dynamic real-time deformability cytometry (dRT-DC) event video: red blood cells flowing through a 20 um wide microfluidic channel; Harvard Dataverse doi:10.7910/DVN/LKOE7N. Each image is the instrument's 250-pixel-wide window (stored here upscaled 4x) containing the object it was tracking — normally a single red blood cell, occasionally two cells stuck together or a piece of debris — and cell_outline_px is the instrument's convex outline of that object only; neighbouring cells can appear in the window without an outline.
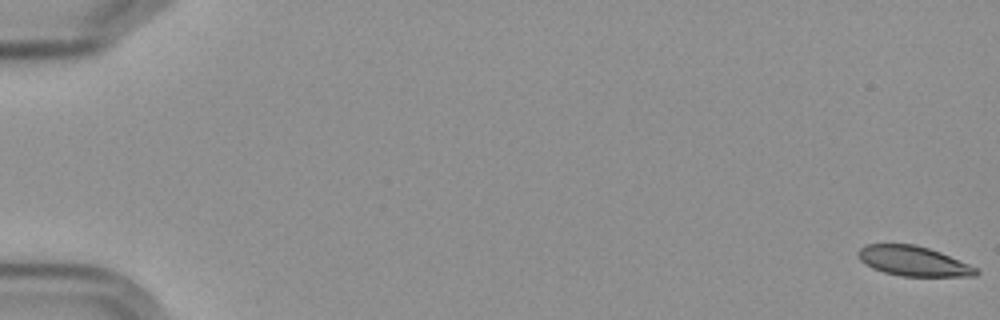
{"species": "Egyptian fruit bat (a non-hibernating species)", "species_latin": "Rousettus aegyptiacus", "temperature_condition": "cold", "stored_images_in_passage": 59, "camera_frame_rate_fps": 3000, "um_per_image_px": 0.085, "frame": {"image": 1, "passage_image": 1, "time_ms": 0.0, "image_size_px": [1000, 320], "cell_outline_px": [[980, 272], [976, 276], [904, 276], [884, 272], [872, 268], [864, 264], [860, 260], [856, 252], [860, 248], [868, 244], [916, 244], [940, 252], [968, 264], [976, 268]], "centroid_in_image_um": [77.6, 22.19], "position_along_channel_um": 7.4, "area_um2": 20.4}}
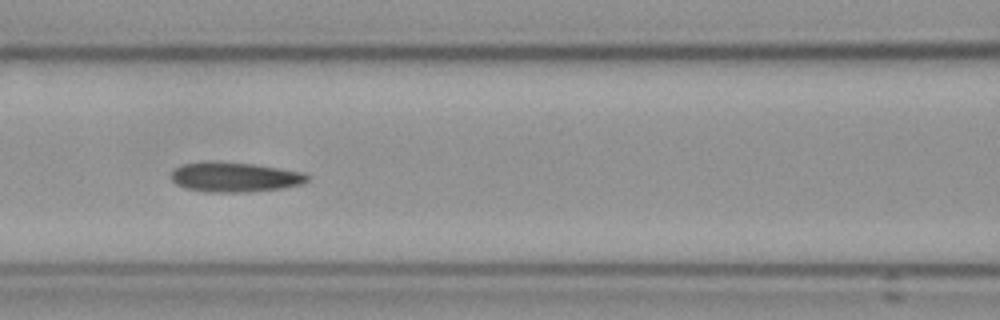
{"frame": {"image": 2, "passage_image": 27, "time_ms": 8.667, "image_size_px": [1000, 320], "cell_outline_px": [[308, 180], [300, 184], [280, 188], [248, 192], [204, 192], [188, 188], [176, 184], [172, 180], [172, 172], [176, 168], [184, 164], [252, 164], [300, 172], [308, 176]], "centroid_in_image_um": [19.96, 15.1], "position_along_channel_um": 146.6, "area_um2": 22.31}}
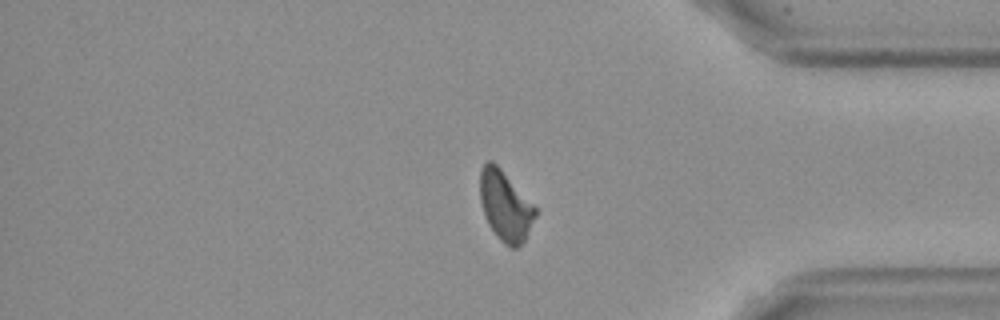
{"frame": {"image": 3, "passage_image": 49, "time_ms": 16.0, "image_size_px": [1000, 320], "cell_outline_px": [[536, 216], [524, 240], [516, 248], [512, 248], [504, 244], [500, 240], [488, 224], [480, 200], [480, 172], [484, 164], [488, 160], [492, 160], [500, 168], [536, 208]], "centroid_in_image_um": [42.93, 17.5], "position_along_channel_um": 392.3, "area_um2": 22.08}, "authors_computed_cell_mechanics": {"area_um2": 22.4842, "velocity_mm_per_s": 3.5847, "shape_relaxation_time_tau1_ms": 11.0629, "shape_relaxation_time_tau2_ms": 5.5856, "deformation_change_tau1": 0.2304, "deformation_change_tau2": 0.1242}}